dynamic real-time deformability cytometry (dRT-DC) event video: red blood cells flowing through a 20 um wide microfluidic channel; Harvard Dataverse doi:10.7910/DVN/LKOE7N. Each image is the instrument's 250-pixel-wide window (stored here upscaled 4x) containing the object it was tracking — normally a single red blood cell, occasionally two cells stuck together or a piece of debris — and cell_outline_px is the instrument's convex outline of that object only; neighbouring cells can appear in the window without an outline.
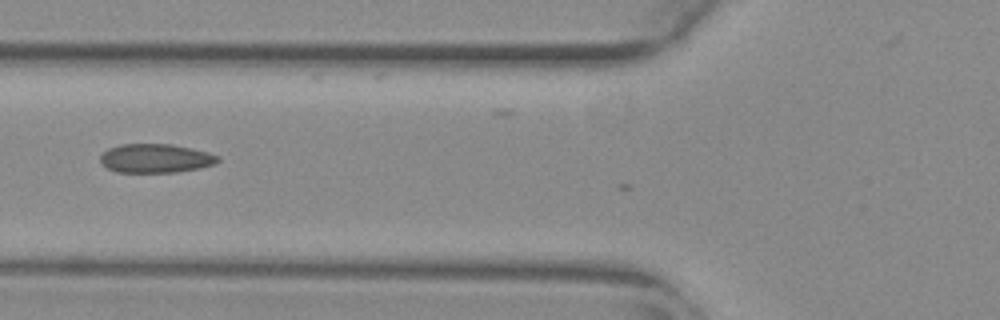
{"species": "common noctule bat (a hibernating species)", "species_latin": "Nyctalus noctula", "temperature_condition": "warm", "stored_images_in_passage": 7, "camera_frame_rate_fps": 3000, "um_per_image_px": 0.085, "animal": {"sex": "female", "body_mass_g": 29.2, "forearm_length_mm": 56.3}, "frame": {"image": 1, "passage_image": 4, "time_ms": 1.0, "image_size_px": [1000, 320], "cell_outline_px": [[220, 160], [216, 164], [200, 168], [176, 172], [116, 172], [100, 164], [100, 156], [108, 148], [120, 144], [172, 144], [192, 148], [208, 152], [216, 156]], "centroid_in_image_um": [13.21, 13.46], "position_along_channel_um": 112.6, "area_um2": 19.88}}